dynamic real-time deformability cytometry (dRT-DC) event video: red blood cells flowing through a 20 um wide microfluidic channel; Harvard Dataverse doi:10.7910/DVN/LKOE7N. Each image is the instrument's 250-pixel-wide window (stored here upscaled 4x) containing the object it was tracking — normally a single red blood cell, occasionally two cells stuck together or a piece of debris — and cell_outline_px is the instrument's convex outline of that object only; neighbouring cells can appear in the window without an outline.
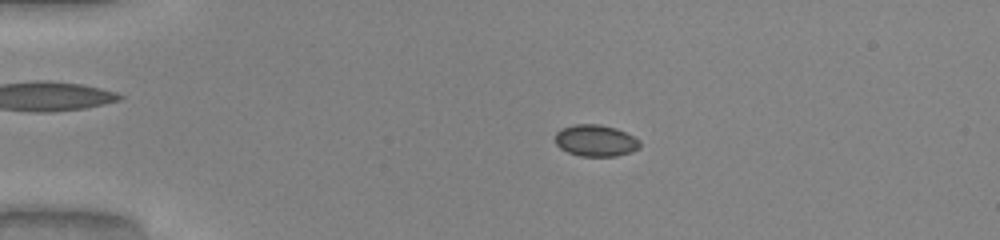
{"species": "common noctule bat (a hibernating species)", "species_latin": "Nyctalus noctula", "temperature_condition": "warm", "stored_images_in_passage": 50, "camera_frame_rate_fps": 3000, "um_per_image_px": 0.085, "animal": {"sex": "male", "body_mass_g": 20.0, "forearm_length_mm": 53.3}, "frame": {"image": 1, "passage_image": 11, "time_ms": 3.333, "image_size_px": [1000, 240], "cell_outline_px": [[640, 148], [632, 152], [616, 156], [580, 156], [568, 152], [560, 148], [556, 144], [556, 132], [560, 128], [576, 124], [600, 124], [616, 128], [640, 140]], "centroid_in_image_um": [50.63, 11.95], "position_along_channel_um": 34.4, "area_um2": 15.66}}
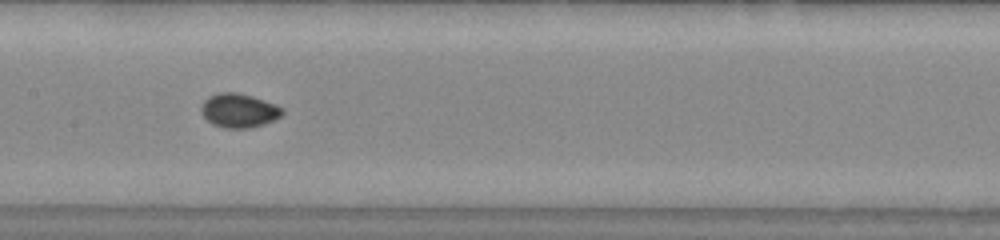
{"frame": {"image": 2, "passage_image": 26, "time_ms": 8.333, "image_size_px": [1000, 240], "cell_outline_px": [[284, 112], [280, 116], [264, 124], [248, 128], [224, 128], [212, 124], [200, 112], [200, 108], [204, 100], [208, 96], [220, 92], [236, 92], [252, 96], [276, 104], [284, 108]], "centroid_in_image_um": [20.3, 9.39], "position_along_channel_um": 187.1, "area_um2": 16.13}}
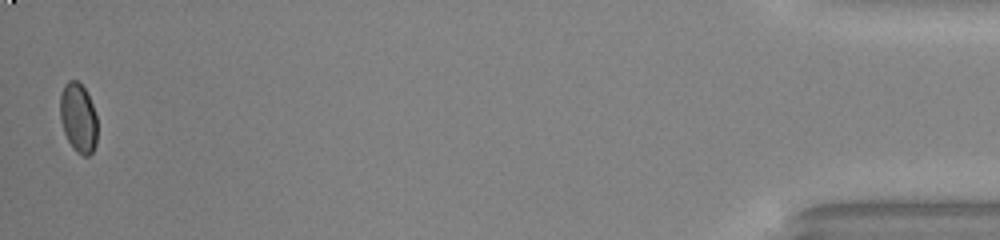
{"frame": {"image": 3, "passage_image": 50, "time_ms": 16.333, "image_size_px": [1000, 240], "cell_outline_px": [[96, 144], [92, 152], [88, 156], [84, 156], [76, 152], [72, 148], [64, 132], [60, 120], [60, 96], [64, 84], [68, 80], [76, 80], [84, 88], [92, 104], [96, 116]], "centroid_in_image_um": [6.63, 10.03], "position_along_channel_um": 428.6, "area_um2": 15.03}}